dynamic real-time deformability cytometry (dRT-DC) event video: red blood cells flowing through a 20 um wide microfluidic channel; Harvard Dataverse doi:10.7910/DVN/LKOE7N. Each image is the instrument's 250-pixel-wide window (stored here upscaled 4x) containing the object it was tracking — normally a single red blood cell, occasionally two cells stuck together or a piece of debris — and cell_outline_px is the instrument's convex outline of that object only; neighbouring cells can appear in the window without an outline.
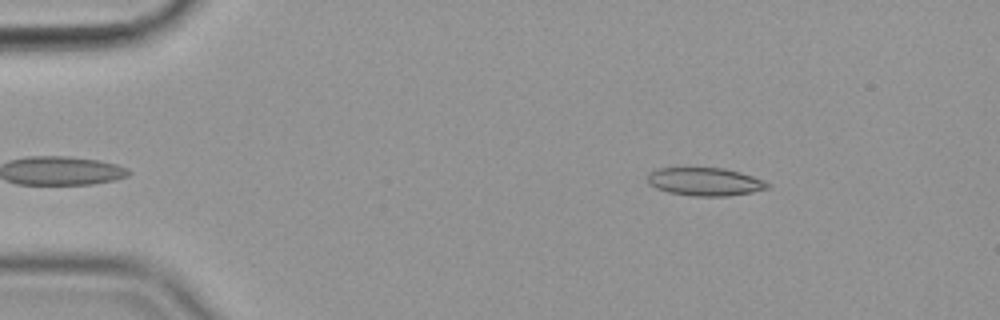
{"species": "common noctule bat (a hibernating species)", "species_latin": "Nyctalus noctula", "temperature_condition": "cold", "stored_images_in_passage": 48, "camera_frame_rate_fps": 3000, "um_per_image_px": 0.085, "animal": {"sex": "female", "body_mass_g": 19.9}, "frame": {"image": 1, "passage_image": 1, "time_ms": 0.0, "image_size_px": [1000, 320], "cell_outline_px": [[768, 188], [752, 192], [728, 196], [692, 196], [668, 192], [656, 188], [648, 184], [648, 172], [660, 168], [680, 164], [724, 168], [740, 172], [764, 180], [768, 184]], "centroid_in_image_um": [59.83, 15.39], "position_along_channel_um": 25.2, "area_um2": 20.52}}
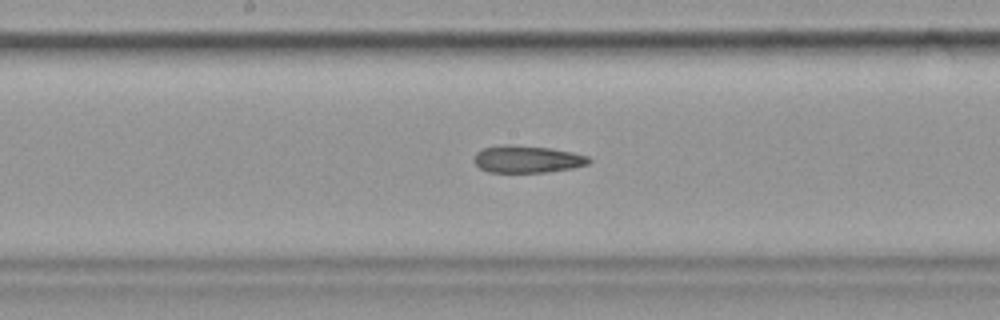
{"frame": {"image": 2, "passage_image": 22, "time_ms": 7.0, "image_size_px": [1000, 320], "cell_outline_px": [[592, 160], [588, 164], [572, 168], [544, 172], [488, 172], [480, 168], [472, 160], [476, 152], [484, 148], [504, 144], [512, 144], [552, 148], [572, 152], [588, 156]], "centroid_in_image_um": [44.8, 13.52], "position_along_channel_um": 203.4, "area_um2": 18.32}}
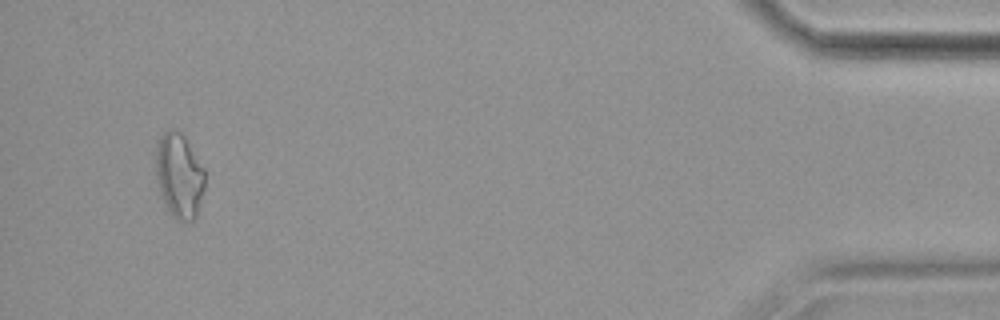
{"frame": {"image": 3, "passage_image": 46, "time_ms": 15.0, "image_size_px": [1000, 320], "cell_outline_px": [[204, 188], [196, 216], [192, 220], [176, 220], [172, 216], [160, 192], [156, 180], [156, 148], [160, 136], [168, 128], [172, 128], [180, 132], [184, 136], [204, 168]], "centroid_in_image_um": [15.22, 14.89], "position_along_channel_um": 420.0, "area_um2": 23.99}, "authors_computed_cell_mechanics": {"area_um2": 19.8832, "velocity_mm_per_s": 3.5876, "shape_relaxation_time_tau1_ms": null, "shape_relaxation_time_tau2_ms": 11.2147, "deformation_change_tau1": null, "deformation_change_tau2": 0.217}}